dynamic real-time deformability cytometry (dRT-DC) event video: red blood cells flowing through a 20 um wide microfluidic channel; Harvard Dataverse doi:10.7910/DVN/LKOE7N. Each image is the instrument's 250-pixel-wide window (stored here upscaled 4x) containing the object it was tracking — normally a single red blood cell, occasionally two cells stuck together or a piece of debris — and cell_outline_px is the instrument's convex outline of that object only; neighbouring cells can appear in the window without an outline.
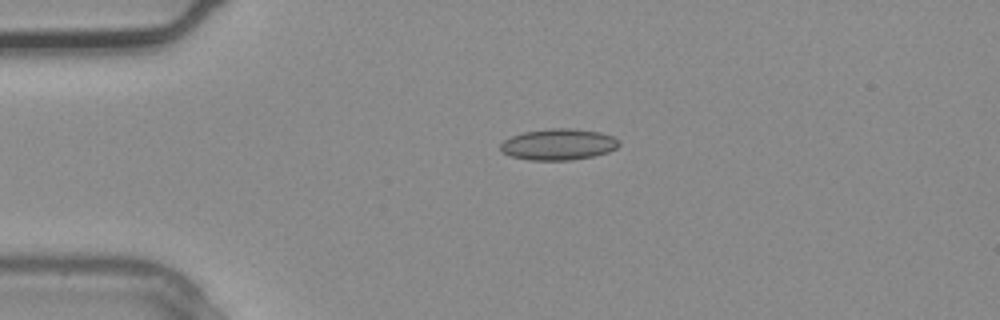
{"species": "common noctule bat (a hibernating species)", "species_latin": "Nyctalus noctula", "temperature_condition": "warm", "stored_images_in_passage": 3, "camera_frame_rate_fps": 3000, "um_per_image_px": 0.085, "animal": {"sex": "male", "body_mass_g": 20.4}, "frame": {"image": 1, "passage_image": 3, "time_ms": 0.667, "image_size_px": [1000, 320], "cell_outline_px": [[620, 144], [616, 148], [608, 152], [592, 156], [572, 160], [528, 160], [508, 156], [500, 152], [500, 144], [504, 140], [512, 136], [524, 132], [548, 128], [572, 128], [600, 132], [612, 136], [620, 140]], "centroid_in_image_um": [47.44, 12.27], "position_along_channel_um": 37.6, "area_um2": 21.79}}